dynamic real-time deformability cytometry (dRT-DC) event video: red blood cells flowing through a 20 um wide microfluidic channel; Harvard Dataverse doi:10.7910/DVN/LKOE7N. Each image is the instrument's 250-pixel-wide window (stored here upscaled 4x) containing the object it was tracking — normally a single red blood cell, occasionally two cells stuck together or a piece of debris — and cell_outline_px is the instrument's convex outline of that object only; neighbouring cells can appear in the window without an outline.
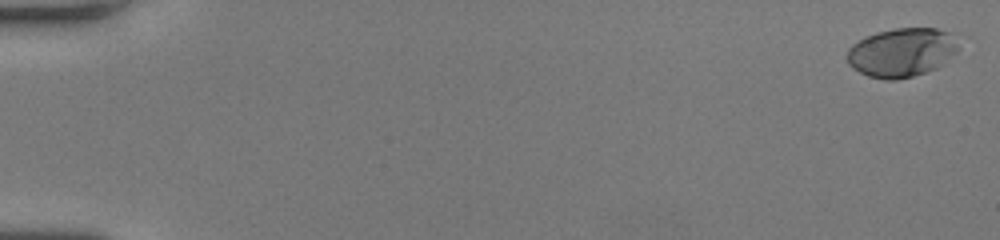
{"species": "human", "species_latin": "Homo sapiens", "temperature_condition": "room temperature", "stored_images_in_passage": 54, "camera_frame_rate_fps": 3000, "um_per_image_px": 0.085, "donor": {"sex": "female"}, "frame": {"image": 1, "passage_image": 1, "time_ms": 0.0, "image_size_px": [1000, 240], "cell_outline_px": [[960, 40], [956, 52], [944, 64], [936, 68], [912, 76], [896, 80], [884, 80], [868, 76], [852, 68], [848, 64], [848, 48], [852, 44], [864, 36], [876, 32], [896, 28], [936, 28], [948, 32], [956, 36]], "centroid_in_image_um": [76.65, 4.45], "position_along_channel_um": 8.3, "area_um2": 32.02}}
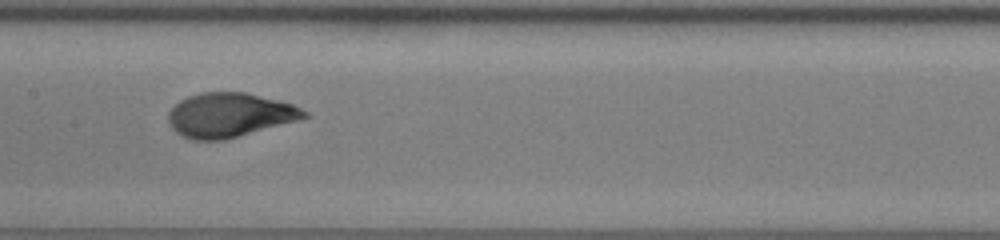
{"frame": {"image": 2, "passage_image": 29, "time_ms": 9.333, "image_size_px": [1000, 240], "cell_outline_px": [[308, 116], [296, 120], [224, 140], [192, 140], [176, 132], [168, 124], [168, 112], [180, 100], [188, 96], [200, 92], [244, 92], [280, 100], [292, 104], [308, 112]], "centroid_in_image_um": [19.47, 9.77], "position_along_channel_um": 187.9, "area_um2": 34.8}}
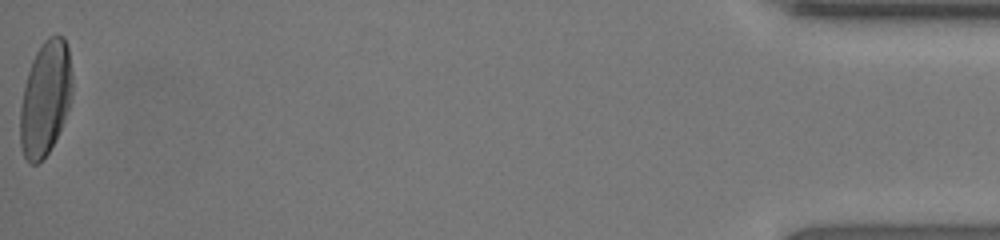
{"frame": {"image": 3, "passage_image": 54, "time_ms": 17.667, "image_size_px": [1000, 240], "cell_outline_px": [[72, 92], [68, 108], [64, 120], [48, 152], [36, 164], [28, 164], [24, 156], [20, 144], [20, 108], [24, 88], [28, 72], [32, 60], [36, 52], [44, 40], [48, 36], [56, 32], [64, 36], [68, 48], [72, 72]], "centroid_in_image_um": [3.86, 8.3], "position_along_channel_um": 431.3, "area_um2": 34.74}, "authors_computed_cell_mechanics": {"area_um2": 33.8419, "velocity_mm_per_s": 4.0354, "shape_relaxation_time_tau1_ms": 4.1781, "shape_relaxation_time_tau2_ms": null, "deformation_change_tau1": 0.218, "deformation_change_tau2": null}}